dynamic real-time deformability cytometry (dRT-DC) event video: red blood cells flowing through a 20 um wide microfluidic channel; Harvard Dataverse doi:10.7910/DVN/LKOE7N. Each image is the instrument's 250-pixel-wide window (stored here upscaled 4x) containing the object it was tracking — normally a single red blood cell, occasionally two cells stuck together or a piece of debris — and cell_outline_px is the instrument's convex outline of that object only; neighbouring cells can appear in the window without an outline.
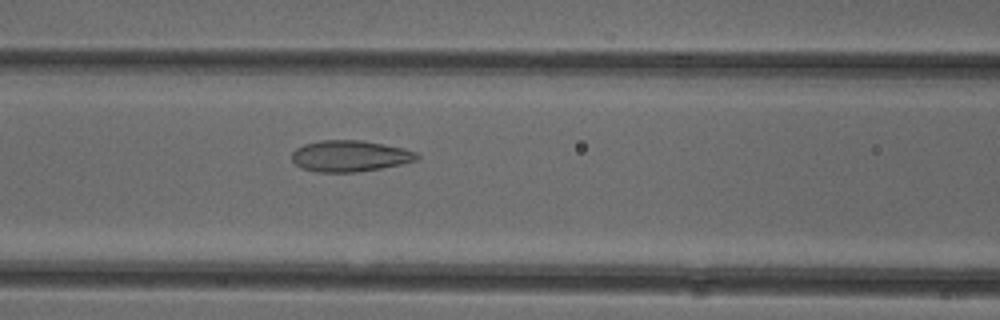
{"species": "common noctule bat (a hibernating species)", "species_latin": "Nyctalus noctula", "temperature_condition": "cold", "stored_images_in_passage": 52, "camera_frame_rate_fps": 3000, "um_per_image_px": 0.085, "animal": {"sex": "female"}, "frame": {"image": 1, "passage_image": 22, "time_ms": 7.0, "image_size_px": [1000, 320], "cell_outline_px": [[420, 156], [416, 160], [400, 164], [380, 168], [356, 172], [316, 172], [300, 168], [292, 160], [292, 152], [296, 148], [304, 144], [320, 140], [360, 140], [400, 148], [416, 152]], "centroid_in_image_um": [29.68, 13.27], "position_along_channel_um": 136.9, "area_um2": 22.54}}
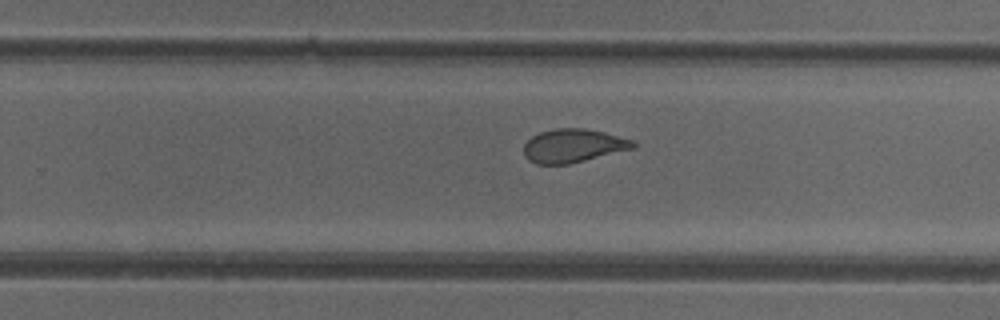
{"frame": {"image": 2, "passage_image": 33, "time_ms": 10.667, "image_size_px": [1000, 320], "cell_outline_px": [[636, 148], [568, 164], [536, 164], [528, 160], [524, 156], [524, 144], [532, 136], [540, 132], [556, 128], [584, 128], [604, 132], [632, 140], [636, 144]], "centroid_in_image_um": [48.71, 12.39], "position_along_channel_um": 281.1, "area_um2": 21.33}}
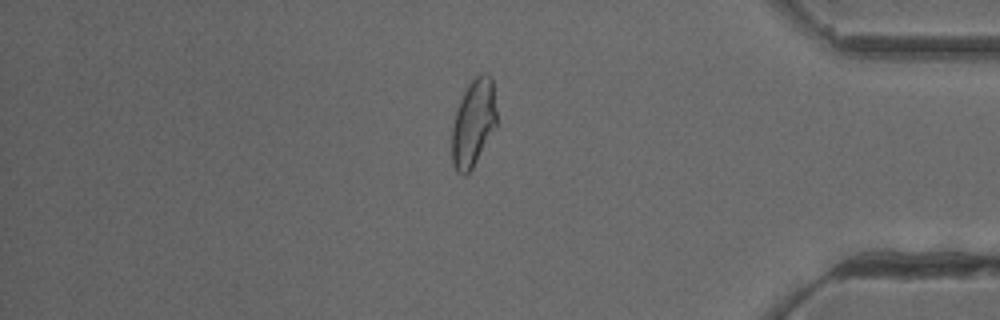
{"frame": {"image": 3, "passage_image": 44, "time_ms": 14.333, "image_size_px": [1000, 320], "cell_outline_px": [[496, 124], [472, 168], [464, 176], [456, 172], [452, 164], [452, 128], [456, 112], [460, 100], [468, 84], [480, 72], [484, 72], [492, 76], [496, 112]], "centroid_in_image_um": [40.22, 10.42], "position_along_channel_um": 395.0, "area_um2": 22.48}, "authors_computed_cell_mechanics": {"area_um2": 23.9581, "velocity_mm_per_s": 3.9529, "shape_relaxation_time_tau1_ms": null, "shape_relaxation_time_tau2_ms": 1.4105, "deformation_change_tau1": null, "deformation_change_tau2": 0.0626}}